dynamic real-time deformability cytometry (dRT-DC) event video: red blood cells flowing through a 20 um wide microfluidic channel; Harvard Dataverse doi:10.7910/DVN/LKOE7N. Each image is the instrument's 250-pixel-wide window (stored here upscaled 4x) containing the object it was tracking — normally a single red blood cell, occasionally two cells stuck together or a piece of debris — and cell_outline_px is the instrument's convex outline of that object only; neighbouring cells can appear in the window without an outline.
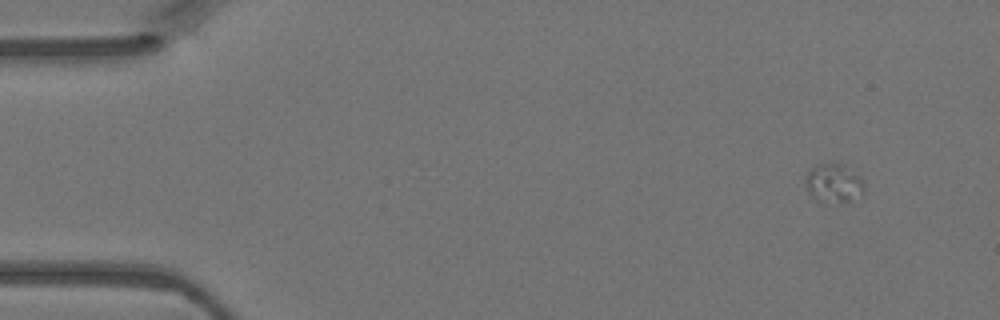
{"species": "Egyptian fruit bat (a non-hibernating species)", "species_latin": "Rousettus aegyptiacus", "temperature_condition": "warm", "stored_images_in_passage": 2, "camera_frame_rate_fps": 3000, "um_per_image_px": 0.085, "animal": {"sex": "female"}, "frame": {"image": 1, "passage_image": 2, "time_ms": 0.333, "image_size_px": [1000, 320], "cell_outline_px": [[864, 196], [840, 204], [820, 204], [804, 188], [804, 180], [808, 172], [816, 164], [832, 160], [844, 164], [860, 176], [864, 184]], "centroid_in_image_um": [70.85, 15.59], "position_along_channel_um": 14.1, "area_um2": 14.39}}